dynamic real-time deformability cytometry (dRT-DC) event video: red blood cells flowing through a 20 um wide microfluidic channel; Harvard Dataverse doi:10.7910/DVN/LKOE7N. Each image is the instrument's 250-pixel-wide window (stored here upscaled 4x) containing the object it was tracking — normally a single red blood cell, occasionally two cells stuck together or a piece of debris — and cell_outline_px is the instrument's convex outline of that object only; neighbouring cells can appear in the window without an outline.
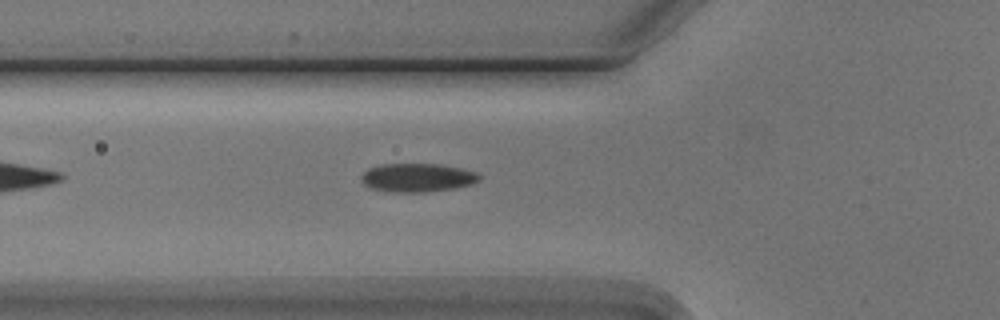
{"species": "Egyptian fruit bat (a non-hibernating species)", "species_latin": "Rousettus aegyptiacus", "temperature_condition": "cold", "stored_images_in_passage": 3, "camera_frame_rate_fps": 3000, "um_per_image_px": 0.085, "animal": {"sex": "male"}, "frame": {"image": 1, "passage_image": 3, "time_ms": 2.333, "image_size_px": [1000, 320], "cell_outline_px": [[480, 180], [472, 184], [456, 188], [424, 192], [388, 192], [368, 188], [360, 180], [360, 176], [368, 168], [380, 164], [440, 164], [464, 168], [480, 172]], "centroid_in_image_um": [35.49, 15.1], "position_along_channel_um": 90.3, "area_um2": 20.11}}